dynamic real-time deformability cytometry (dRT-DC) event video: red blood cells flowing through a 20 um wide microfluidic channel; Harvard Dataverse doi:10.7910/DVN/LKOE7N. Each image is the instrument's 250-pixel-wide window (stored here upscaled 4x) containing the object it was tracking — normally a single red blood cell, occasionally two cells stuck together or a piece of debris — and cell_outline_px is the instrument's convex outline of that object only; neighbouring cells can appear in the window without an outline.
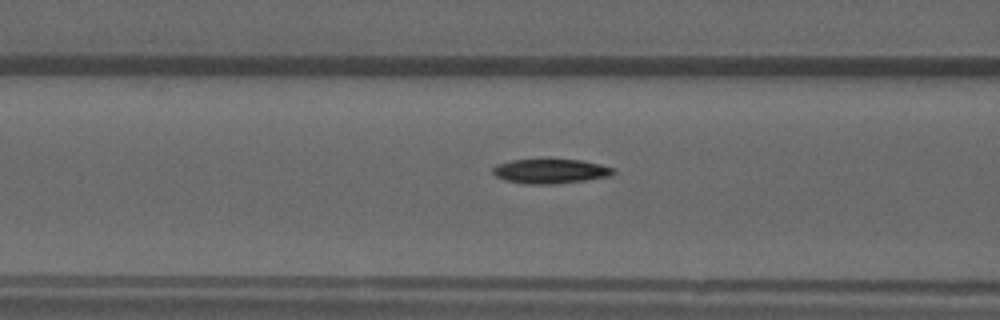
{"species": "common noctule bat (a hibernating species)", "species_latin": "Nyctalus noctula", "temperature_condition": "warm", "stored_images_in_passage": 53, "camera_frame_rate_fps": 3000, "um_per_image_px": 0.085, "animal": {"sex": "male", "forearm_length_mm": 52.5}, "frame": {"image": 1, "passage_image": 21, "time_ms": 6.667, "image_size_px": [1000, 320], "cell_outline_px": [[616, 172], [612, 176], [556, 184], [524, 184], [504, 180], [496, 176], [492, 172], [492, 168], [496, 164], [512, 160], [584, 160], [616, 168]], "centroid_in_image_um": [46.81, 14.56], "position_along_channel_um": 119.8, "area_um2": 17.34}}
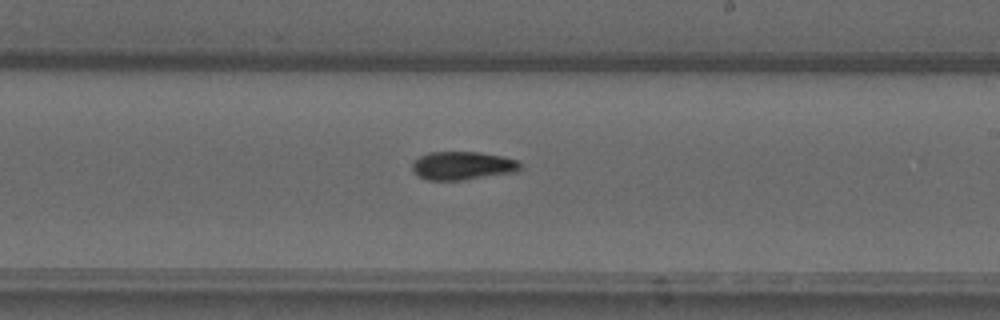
{"frame": {"image": 2, "passage_image": 31, "time_ms": 10.0, "image_size_px": [1000, 320], "cell_outline_px": [[520, 168], [516, 172], [464, 180], [428, 180], [420, 176], [412, 168], [412, 160], [428, 152], [480, 152], [500, 156], [516, 160], [520, 164]], "centroid_in_image_um": [39.29, 14.08], "position_along_channel_um": 249.7, "area_um2": 17.74}}
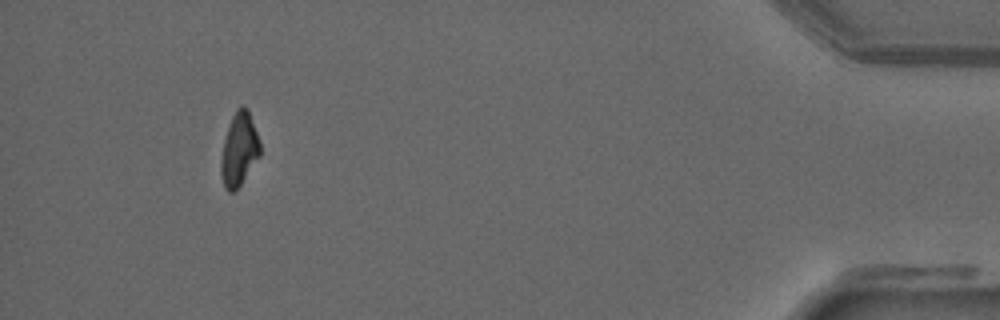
{"frame": {"image": 3, "passage_image": 49, "time_ms": 16.0, "image_size_px": [1000, 320], "cell_outline_px": [[260, 156], [236, 192], [228, 192], [224, 188], [220, 172], [220, 160], [224, 140], [232, 116], [236, 108], [240, 104], [244, 104], [248, 108], [260, 140]], "centroid_in_image_um": [20.33, 12.7], "position_along_channel_um": 414.9, "area_um2": 17.11}, "authors_computed_cell_mechanics": {"area_um2": 17.1088, "velocity_mm_per_s": 3.9085, "shape_relaxation_time_tau1_ms": 9.5767, "shape_relaxation_time_tau2_ms": null, "deformation_change_tau1": 0.2299, "deformation_change_tau2": null}}